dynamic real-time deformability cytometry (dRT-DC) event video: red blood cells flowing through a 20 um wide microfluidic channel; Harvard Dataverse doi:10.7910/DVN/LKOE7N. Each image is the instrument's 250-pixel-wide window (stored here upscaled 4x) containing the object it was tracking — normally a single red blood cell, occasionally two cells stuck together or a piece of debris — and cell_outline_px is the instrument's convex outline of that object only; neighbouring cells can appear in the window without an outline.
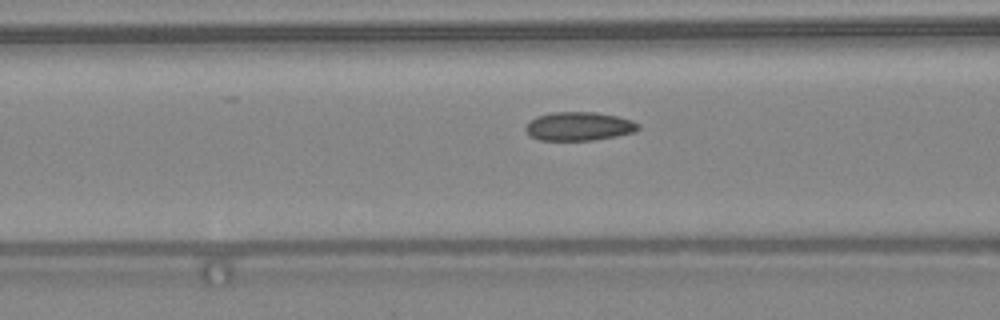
{"species": "common noctule bat (a hibernating species)", "species_latin": "Nyctalus noctula", "temperature_condition": "warm", "stored_images_in_passage": 9, "camera_frame_rate_fps": 3000, "um_per_image_px": 0.085, "animal": {"sex": "female", "body_mass_g": 24.6, "forearm_length_mm": 56.2}, "frame": {"image": 1, "passage_image": 8, "time_ms": 2.333, "image_size_px": [1000, 320], "cell_outline_px": [[640, 128], [636, 132], [616, 136], [592, 140], [540, 140], [532, 136], [524, 128], [528, 120], [536, 116], [552, 112], [596, 112], [616, 116], [632, 120], [640, 124]], "centroid_in_image_um": [49.22, 10.73], "position_along_channel_um": 117.4, "area_um2": 18.9}}